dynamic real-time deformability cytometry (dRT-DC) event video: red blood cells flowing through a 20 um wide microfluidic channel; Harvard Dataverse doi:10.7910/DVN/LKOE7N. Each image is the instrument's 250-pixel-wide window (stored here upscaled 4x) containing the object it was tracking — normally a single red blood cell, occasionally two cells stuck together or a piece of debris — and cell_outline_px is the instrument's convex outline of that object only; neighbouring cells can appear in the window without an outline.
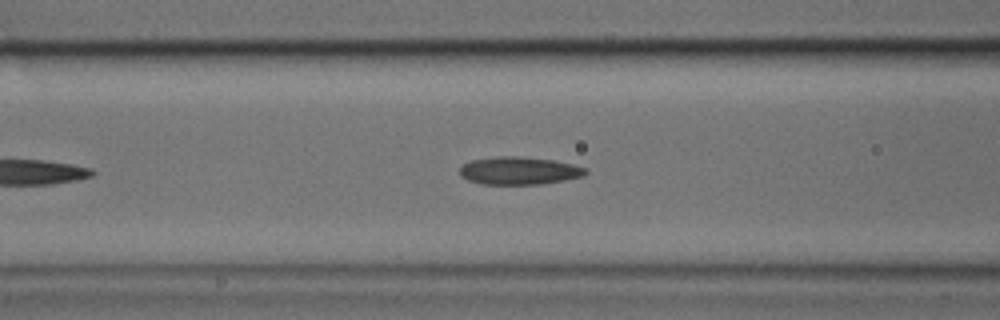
{"species": "common noctule bat (a hibernating species)", "species_latin": "Nyctalus noctula", "temperature_condition": "cold", "stored_images_in_passage": 38, "camera_frame_rate_fps": 3000, "um_per_image_px": 0.085, "animal": {"sex": "male", "body_mass_g": 17.9, "forearm_length_mm": 54.2}, "frame": {"image": 1, "passage_image": 10, "time_ms": 3.0, "image_size_px": [1000, 320], "cell_outline_px": [[588, 172], [584, 176], [564, 180], [540, 184], [480, 184], [468, 180], [460, 176], [460, 168], [464, 164], [472, 160], [496, 156], [516, 156], [552, 160], [572, 164], [588, 168]], "centroid_in_image_um": [44.13, 14.51], "position_along_channel_um": 122.5, "area_um2": 20.35}}
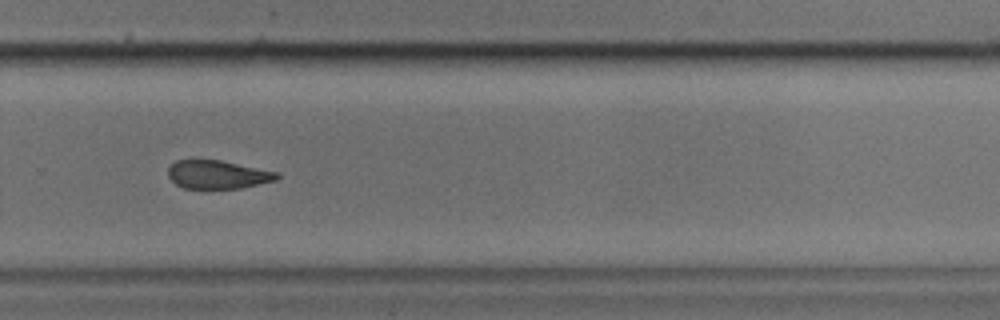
{"frame": {"image": 2, "passage_image": 24, "time_ms": 7.667, "image_size_px": [1000, 320], "cell_outline_px": [[280, 176], [276, 180], [240, 188], [184, 188], [176, 184], [168, 176], [168, 168], [176, 160], [220, 160], [280, 172]], "centroid_in_image_um": [18.52, 14.83], "position_along_channel_um": 311.3, "area_um2": 17.92}}
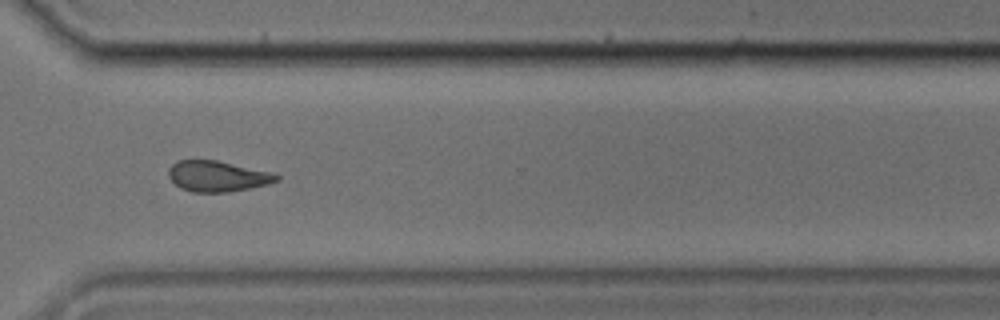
{"frame": {"image": 3, "passage_image": 27, "time_ms": 8.667, "image_size_px": [1000, 320], "cell_outline_px": [[280, 180], [268, 184], [228, 192], [192, 192], [180, 188], [168, 176], [168, 168], [176, 160], [216, 160], [272, 172], [280, 176]], "centroid_in_image_um": [18.47, 14.97], "position_along_channel_um": 352.1, "area_um2": 19.36}}